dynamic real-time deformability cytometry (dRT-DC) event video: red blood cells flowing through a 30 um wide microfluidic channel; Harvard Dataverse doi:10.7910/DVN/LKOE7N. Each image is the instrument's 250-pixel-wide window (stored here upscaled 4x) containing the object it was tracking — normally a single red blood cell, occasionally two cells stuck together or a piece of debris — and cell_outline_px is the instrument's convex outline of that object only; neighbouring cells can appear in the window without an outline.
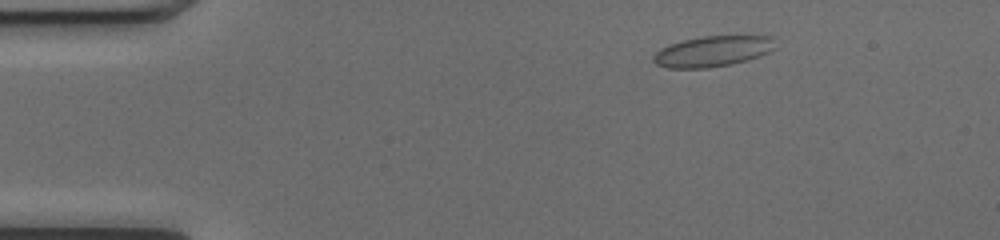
{"species": "common noctule bat (a hibernating species)", "species_latin": "Nyctalus noctula", "temperature_condition": "cold", "stored_images_in_passage": 15, "camera_frame_rate_fps": 3000, "um_per_image_px": 0.085, "animal": {"sex": "female", "body_mass_g": 17.0, "forearm_length_mm": 48.0}, "frame": {"image": 1, "passage_image": 6, "time_ms": 1.667, "image_size_px": [1000, 240], "cell_outline_px": [[776, 48], [760, 56], [748, 60], [732, 64], [708, 68], [668, 68], [656, 64], [652, 60], [652, 56], [660, 48], [668, 44], [684, 40], [704, 36], [772, 36]], "centroid_in_image_um": [60.56, 4.37], "position_along_channel_um": 24.4, "area_um2": 21.91}}
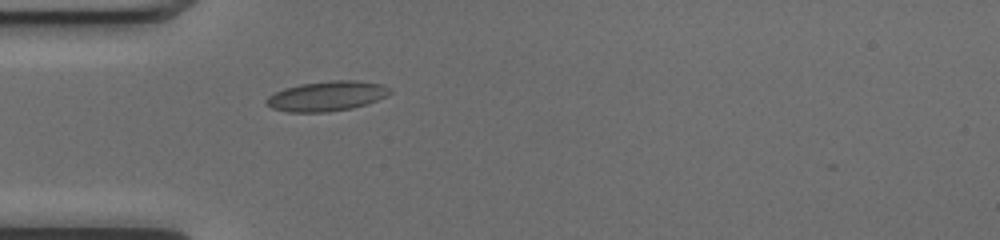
{"frame": {"image": 2, "passage_image": 14, "time_ms": 4.333, "image_size_px": [1000, 240], "cell_outline_px": [[392, 92], [388, 96], [352, 108], [328, 112], [288, 112], [272, 108], [264, 100], [268, 96], [284, 88], [300, 84], [332, 80], [356, 80], [384, 84], [392, 88]], "centroid_in_image_um": [27.81, 8.16], "position_along_channel_um": 57.2, "area_um2": 21.62}}